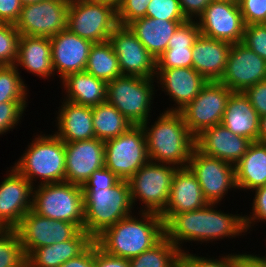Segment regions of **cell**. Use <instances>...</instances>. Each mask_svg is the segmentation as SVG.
Masks as SVG:
<instances>
[{"label":"cell","instance_id":"1","mask_svg":"<svg viewBox=\"0 0 266 267\" xmlns=\"http://www.w3.org/2000/svg\"><path fill=\"white\" fill-rule=\"evenodd\" d=\"M216 205L208 203L201 209L173 215L164 224L165 237L183 253L186 251V247L182 248L185 242L202 244L245 236L244 216L224 213Z\"/></svg>","mask_w":266,"mask_h":267},{"label":"cell","instance_id":"2","mask_svg":"<svg viewBox=\"0 0 266 267\" xmlns=\"http://www.w3.org/2000/svg\"><path fill=\"white\" fill-rule=\"evenodd\" d=\"M106 228L94 241L105 253L131 259L152 248L164 236V221L155 213L139 212ZM139 217V218H138Z\"/></svg>","mask_w":266,"mask_h":267},{"label":"cell","instance_id":"3","mask_svg":"<svg viewBox=\"0 0 266 267\" xmlns=\"http://www.w3.org/2000/svg\"><path fill=\"white\" fill-rule=\"evenodd\" d=\"M151 125L149 120L144 129L149 160L171 164L178 168L187 167L195 148V136L189 131L180 112L163 111Z\"/></svg>","mask_w":266,"mask_h":267},{"label":"cell","instance_id":"4","mask_svg":"<svg viewBox=\"0 0 266 267\" xmlns=\"http://www.w3.org/2000/svg\"><path fill=\"white\" fill-rule=\"evenodd\" d=\"M84 197L83 230L93 239L106 228L132 214L133 207L128 180L114 186H82Z\"/></svg>","mask_w":266,"mask_h":267},{"label":"cell","instance_id":"5","mask_svg":"<svg viewBox=\"0 0 266 267\" xmlns=\"http://www.w3.org/2000/svg\"><path fill=\"white\" fill-rule=\"evenodd\" d=\"M52 134L34 135L35 138L28 143L21 157L13 163V167L27 178L33 187L38 179V186L65 182V143Z\"/></svg>","mask_w":266,"mask_h":267},{"label":"cell","instance_id":"6","mask_svg":"<svg viewBox=\"0 0 266 267\" xmlns=\"http://www.w3.org/2000/svg\"><path fill=\"white\" fill-rule=\"evenodd\" d=\"M32 210L40 216L74 223L83 230V188L69 182L36 185L33 187Z\"/></svg>","mask_w":266,"mask_h":267},{"label":"cell","instance_id":"7","mask_svg":"<svg viewBox=\"0 0 266 267\" xmlns=\"http://www.w3.org/2000/svg\"><path fill=\"white\" fill-rule=\"evenodd\" d=\"M155 78L121 75L107 83V99L132 125L151 120ZM155 85V86H154Z\"/></svg>","mask_w":266,"mask_h":267},{"label":"cell","instance_id":"8","mask_svg":"<svg viewBox=\"0 0 266 267\" xmlns=\"http://www.w3.org/2000/svg\"><path fill=\"white\" fill-rule=\"evenodd\" d=\"M178 167L149 161L128 180L133 207L143 204L138 212L161 215L167 206L174 174ZM145 205V206H144Z\"/></svg>","mask_w":266,"mask_h":267},{"label":"cell","instance_id":"9","mask_svg":"<svg viewBox=\"0 0 266 267\" xmlns=\"http://www.w3.org/2000/svg\"><path fill=\"white\" fill-rule=\"evenodd\" d=\"M117 26V10L112 5L70 0L68 29L81 38L92 43L105 42Z\"/></svg>","mask_w":266,"mask_h":267},{"label":"cell","instance_id":"10","mask_svg":"<svg viewBox=\"0 0 266 267\" xmlns=\"http://www.w3.org/2000/svg\"><path fill=\"white\" fill-rule=\"evenodd\" d=\"M105 167L121 180H129L149 160L147 142L141 125H133L124 134L104 141Z\"/></svg>","mask_w":266,"mask_h":267},{"label":"cell","instance_id":"11","mask_svg":"<svg viewBox=\"0 0 266 267\" xmlns=\"http://www.w3.org/2000/svg\"><path fill=\"white\" fill-rule=\"evenodd\" d=\"M187 167L197 178L208 203L220 205L230 190H237L235 166L194 148Z\"/></svg>","mask_w":266,"mask_h":267},{"label":"cell","instance_id":"12","mask_svg":"<svg viewBox=\"0 0 266 267\" xmlns=\"http://www.w3.org/2000/svg\"><path fill=\"white\" fill-rule=\"evenodd\" d=\"M70 0H42L22 6L15 26L20 35L52 37L68 29Z\"/></svg>","mask_w":266,"mask_h":267},{"label":"cell","instance_id":"13","mask_svg":"<svg viewBox=\"0 0 266 267\" xmlns=\"http://www.w3.org/2000/svg\"><path fill=\"white\" fill-rule=\"evenodd\" d=\"M232 91L218 81H209L198 96L179 111L196 137L204 129L220 124Z\"/></svg>","mask_w":266,"mask_h":267},{"label":"cell","instance_id":"14","mask_svg":"<svg viewBox=\"0 0 266 267\" xmlns=\"http://www.w3.org/2000/svg\"><path fill=\"white\" fill-rule=\"evenodd\" d=\"M15 229L25 256L37 248L68 241L81 230L74 223L40 216L32 209Z\"/></svg>","mask_w":266,"mask_h":267},{"label":"cell","instance_id":"15","mask_svg":"<svg viewBox=\"0 0 266 267\" xmlns=\"http://www.w3.org/2000/svg\"><path fill=\"white\" fill-rule=\"evenodd\" d=\"M197 19L200 34L204 36L231 44L243 40L246 25L235 1L212 0Z\"/></svg>","mask_w":266,"mask_h":267},{"label":"cell","instance_id":"16","mask_svg":"<svg viewBox=\"0 0 266 267\" xmlns=\"http://www.w3.org/2000/svg\"><path fill=\"white\" fill-rule=\"evenodd\" d=\"M122 75L156 77V59L127 26L118 25L109 37Z\"/></svg>","mask_w":266,"mask_h":267},{"label":"cell","instance_id":"17","mask_svg":"<svg viewBox=\"0 0 266 267\" xmlns=\"http://www.w3.org/2000/svg\"><path fill=\"white\" fill-rule=\"evenodd\" d=\"M263 80H266V60L242 42L232 44L224 73L218 82L232 92H244Z\"/></svg>","mask_w":266,"mask_h":267},{"label":"cell","instance_id":"18","mask_svg":"<svg viewBox=\"0 0 266 267\" xmlns=\"http://www.w3.org/2000/svg\"><path fill=\"white\" fill-rule=\"evenodd\" d=\"M0 183V228L15 229L32 209L33 185L14 167Z\"/></svg>","mask_w":266,"mask_h":267},{"label":"cell","instance_id":"19","mask_svg":"<svg viewBox=\"0 0 266 267\" xmlns=\"http://www.w3.org/2000/svg\"><path fill=\"white\" fill-rule=\"evenodd\" d=\"M65 182L83 186L91 174L105 166V143L90 140L65 143Z\"/></svg>","mask_w":266,"mask_h":267},{"label":"cell","instance_id":"20","mask_svg":"<svg viewBox=\"0 0 266 267\" xmlns=\"http://www.w3.org/2000/svg\"><path fill=\"white\" fill-rule=\"evenodd\" d=\"M155 80L160 90L173 101L171 108L164 111H181L194 100L208 81L193 67L156 69Z\"/></svg>","mask_w":266,"mask_h":267},{"label":"cell","instance_id":"21","mask_svg":"<svg viewBox=\"0 0 266 267\" xmlns=\"http://www.w3.org/2000/svg\"><path fill=\"white\" fill-rule=\"evenodd\" d=\"M50 40L54 73L59 75L60 80L71 73L85 70L93 45L91 41L81 38L69 29L50 37Z\"/></svg>","mask_w":266,"mask_h":267},{"label":"cell","instance_id":"22","mask_svg":"<svg viewBox=\"0 0 266 267\" xmlns=\"http://www.w3.org/2000/svg\"><path fill=\"white\" fill-rule=\"evenodd\" d=\"M195 147L205 155L236 165L253 142L233 134L222 123L204 129L195 137Z\"/></svg>","mask_w":266,"mask_h":267},{"label":"cell","instance_id":"23","mask_svg":"<svg viewBox=\"0 0 266 267\" xmlns=\"http://www.w3.org/2000/svg\"><path fill=\"white\" fill-rule=\"evenodd\" d=\"M207 204L192 171L188 167L178 168L173 177L167 206L160 216L165 224L175 214L198 210Z\"/></svg>","mask_w":266,"mask_h":267},{"label":"cell","instance_id":"24","mask_svg":"<svg viewBox=\"0 0 266 267\" xmlns=\"http://www.w3.org/2000/svg\"><path fill=\"white\" fill-rule=\"evenodd\" d=\"M231 47V43L200 34L192 47V67L208 82L219 81Z\"/></svg>","mask_w":266,"mask_h":267},{"label":"cell","instance_id":"25","mask_svg":"<svg viewBox=\"0 0 266 267\" xmlns=\"http://www.w3.org/2000/svg\"><path fill=\"white\" fill-rule=\"evenodd\" d=\"M56 113L54 134L64 143L95 138L92 107L63 100Z\"/></svg>","mask_w":266,"mask_h":267},{"label":"cell","instance_id":"26","mask_svg":"<svg viewBox=\"0 0 266 267\" xmlns=\"http://www.w3.org/2000/svg\"><path fill=\"white\" fill-rule=\"evenodd\" d=\"M94 239L80 230L72 239L32 250L26 256V267H59L66 261L79 256Z\"/></svg>","mask_w":266,"mask_h":267},{"label":"cell","instance_id":"27","mask_svg":"<svg viewBox=\"0 0 266 267\" xmlns=\"http://www.w3.org/2000/svg\"><path fill=\"white\" fill-rule=\"evenodd\" d=\"M39 78H54L50 37L21 35L15 66Z\"/></svg>","mask_w":266,"mask_h":267},{"label":"cell","instance_id":"28","mask_svg":"<svg viewBox=\"0 0 266 267\" xmlns=\"http://www.w3.org/2000/svg\"><path fill=\"white\" fill-rule=\"evenodd\" d=\"M200 35L198 23H181L168 41V47L156 60V69L192 67V47Z\"/></svg>","mask_w":266,"mask_h":267},{"label":"cell","instance_id":"29","mask_svg":"<svg viewBox=\"0 0 266 267\" xmlns=\"http://www.w3.org/2000/svg\"><path fill=\"white\" fill-rule=\"evenodd\" d=\"M185 21L144 17L130 22L127 27L157 60L167 49L168 41L178 26Z\"/></svg>","mask_w":266,"mask_h":267},{"label":"cell","instance_id":"30","mask_svg":"<svg viewBox=\"0 0 266 267\" xmlns=\"http://www.w3.org/2000/svg\"><path fill=\"white\" fill-rule=\"evenodd\" d=\"M259 117L244 92H232L221 123L233 134L257 141Z\"/></svg>","mask_w":266,"mask_h":267},{"label":"cell","instance_id":"31","mask_svg":"<svg viewBox=\"0 0 266 267\" xmlns=\"http://www.w3.org/2000/svg\"><path fill=\"white\" fill-rule=\"evenodd\" d=\"M64 90L63 100L84 106H97L107 99V82L87 71L71 73L60 81Z\"/></svg>","mask_w":266,"mask_h":267},{"label":"cell","instance_id":"32","mask_svg":"<svg viewBox=\"0 0 266 267\" xmlns=\"http://www.w3.org/2000/svg\"><path fill=\"white\" fill-rule=\"evenodd\" d=\"M236 186L240 191H252L266 185V143L253 141L235 165Z\"/></svg>","mask_w":266,"mask_h":267},{"label":"cell","instance_id":"33","mask_svg":"<svg viewBox=\"0 0 266 267\" xmlns=\"http://www.w3.org/2000/svg\"><path fill=\"white\" fill-rule=\"evenodd\" d=\"M95 138L106 141L124 134L133 125L107 101L92 107Z\"/></svg>","mask_w":266,"mask_h":267},{"label":"cell","instance_id":"34","mask_svg":"<svg viewBox=\"0 0 266 267\" xmlns=\"http://www.w3.org/2000/svg\"><path fill=\"white\" fill-rule=\"evenodd\" d=\"M85 71L107 83L122 75L118 58L109 40L93 43Z\"/></svg>","mask_w":266,"mask_h":267},{"label":"cell","instance_id":"35","mask_svg":"<svg viewBox=\"0 0 266 267\" xmlns=\"http://www.w3.org/2000/svg\"><path fill=\"white\" fill-rule=\"evenodd\" d=\"M130 267H180L182 252L165 236L152 248L129 259Z\"/></svg>","mask_w":266,"mask_h":267},{"label":"cell","instance_id":"36","mask_svg":"<svg viewBox=\"0 0 266 267\" xmlns=\"http://www.w3.org/2000/svg\"><path fill=\"white\" fill-rule=\"evenodd\" d=\"M15 65L0 66V103L27 102L28 88Z\"/></svg>","mask_w":266,"mask_h":267},{"label":"cell","instance_id":"37","mask_svg":"<svg viewBox=\"0 0 266 267\" xmlns=\"http://www.w3.org/2000/svg\"><path fill=\"white\" fill-rule=\"evenodd\" d=\"M0 267H26V256L16 229L0 228Z\"/></svg>","mask_w":266,"mask_h":267},{"label":"cell","instance_id":"38","mask_svg":"<svg viewBox=\"0 0 266 267\" xmlns=\"http://www.w3.org/2000/svg\"><path fill=\"white\" fill-rule=\"evenodd\" d=\"M20 37L15 24L0 23V66L15 65Z\"/></svg>","mask_w":266,"mask_h":267},{"label":"cell","instance_id":"39","mask_svg":"<svg viewBox=\"0 0 266 267\" xmlns=\"http://www.w3.org/2000/svg\"><path fill=\"white\" fill-rule=\"evenodd\" d=\"M146 17L162 20H188L179 0H151L148 4Z\"/></svg>","mask_w":266,"mask_h":267},{"label":"cell","instance_id":"40","mask_svg":"<svg viewBox=\"0 0 266 267\" xmlns=\"http://www.w3.org/2000/svg\"><path fill=\"white\" fill-rule=\"evenodd\" d=\"M28 102L0 103V135L10 131L21 123ZM18 124V125H17ZM12 129V130H11Z\"/></svg>","mask_w":266,"mask_h":267},{"label":"cell","instance_id":"41","mask_svg":"<svg viewBox=\"0 0 266 267\" xmlns=\"http://www.w3.org/2000/svg\"><path fill=\"white\" fill-rule=\"evenodd\" d=\"M203 256H198V254H192L189 251L182 253V265L184 267H236L235 264V254H223L219 258L215 257L208 258ZM221 257V258H220Z\"/></svg>","mask_w":266,"mask_h":267},{"label":"cell","instance_id":"42","mask_svg":"<svg viewBox=\"0 0 266 267\" xmlns=\"http://www.w3.org/2000/svg\"><path fill=\"white\" fill-rule=\"evenodd\" d=\"M242 43L266 60V24L246 25Z\"/></svg>","mask_w":266,"mask_h":267},{"label":"cell","instance_id":"43","mask_svg":"<svg viewBox=\"0 0 266 267\" xmlns=\"http://www.w3.org/2000/svg\"><path fill=\"white\" fill-rule=\"evenodd\" d=\"M151 0H123L117 10V23L127 26L130 22L146 17L148 4Z\"/></svg>","mask_w":266,"mask_h":267},{"label":"cell","instance_id":"44","mask_svg":"<svg viewBox=\"0 0 266 267\" xmlns=\"http://www.w3.org/2000/svg\"><path fill=\"white\" fill-rule=\"evenodd\" d=\"M252 192H255L253 203L251 204L252 213L249 212V215L244 214L246 232H248V230L252 231V227L257 223L266 222V185L258 187L252 190Z\"/></svg>","mask_w":266,"mask_h":267},{"label":"cell","instance_id":"45","mask_svg":"<svg viewBox=\"0 0 266 267\" xmlns=\"http://www.w3.org/2000/svg\"><path fill=\"white\" fill-rule=\"evenodd\" d=\"M238 5L245 25L266 24V0H240Z\"/></svg>","mask_w":266,"mask_h":267},{"label":"cell","instance_id":"46","mask_svg":"<svg viewBox=\"0 0 266 267\" xmlns=\"http://www.w3.org/2000/svg\"><path fill=\"white\" fill-rule=\"evenodd\" d=\"M244 94L260 117L266 115V80L248 87Z\"/></svg>","mask_w":266,"mask_h":267},{"label":"cell","instance_id":"47","mask_svg":"<svg viewBox=\"0 0 266 267\" xmlns=\"http://www.w3.org/2000/svg\"><path fill=\"white\" fill-rule=\"evenodd\" d=\"M21 0H0V23L15 24L21 14Z\"/></svg>","mask_w":266,"mask_h":267},{"label":"cell","instance_id":"48","mask_svg":"<svg viewBox=\"0 0 266 267\" xmlns=\"http://www.w3.org/2000/svg\"><path fill=\"white\" fill-rule=\"evenodd\" d=\"M94 267H130L128 259L105 253L95 242Z\"/></svg>","mask_w":266,"mask_h":267},{"label":"cell","instance_id":"49","mask_svg":"<svg viewBox=\"0 0 266 267\" xmlns=\"http://www.w3.org/2000/svg\"><path fill=\"white\" fill-rule=\"evenodd\" d=\"M121 179L107 167L94 171L83 186H114Z\"/></svg>","mask_w":266,"mask_h":267},{"label":"cell","instance_id":"50","mask_svg":"<svg viewBox=\"0 0 266 267\" xmlns=\"http://www.w3.org/2000/svg\"><path fill=\"white\" fill-rule=\"evenodd\" d=\"M181 9L188 20H197L212 0H179Z\"/></svg>","mask_w":266,"mask_h":267},{"label":"cell","instance_id":"51","mask_svg":"<svg viewBox=\"0 0 266 267\" xmlns=\"http://www.w3.org/2000/svg\"><path fill=\"white\" fill-rule=\"evenodd\" d=\"M95 241L79 256L72 258L59 267H94Z\"/></svg>","mask_w":266,"mask_h":267},{"label":"cell","instance_id":"52","mask_svg":"<svg viewBox=\"0 0 266 267\" xmlns=\"http://www.w3.org/2000/svg\"><path fill=\"white\" fill-rule=\"evenodd\" d=\"M236 267H266V261L258 254L235 252Z\"/></svg>","mask_w":266,"mask_h":267},{"label":"cell","instance_id":"53","mask_svg":"<svg viewBox=\"0 0 266 267\" xmlns=\"http://www.w3.org/2000/svg\"><path fill=\"white\" fill-rule=\"evenodd\" d=\"M257 141L266 143V115L259 117Z\"/></svg>","mask_w":266,"mask_h":267},{"label":"cell","instance_id":"54","mask_svg":"<svg viewBox=\"0 0 266 267\" xmlns=\"http://www.w3.org/2000/svg\"><path fill=\"white\" fill-rule=\"evenodd\" d=\"M90 1L107 3L112 5L115 9H117L123 2V0H90Z\"/></svg>","mask_w":266,"mask_h":267},{"label":"cell","instance_id":"55","mask_svg":"<svg viewBox=\"0 0 266 267\" xmlns=\"http://www.w3.org/2000/svg\"><path fill=\"white\" fill-rule=\"evenodd\" d=\"M42 0H21L22 5L38 2Z\"/></svg>","mask_w":266,"mask_h":267},{"label":"cell","instance_id":"56","mask_svg":"<svg viewBox=\"0 0 266 267\" xmlns=\"http://www.w3.org/2000/svg\"><path fill=\"white\" fill-rule=\"evenodd\" d=\"M214 1H235V0H214Z\"/></svg>","mask_w":266,"mask_h":267},{"label":"cell","instance_id":"57","mask_svg":"<svg viewBox=\"0 0 266 267\" xmlns=\"http://www.w3.org/2000/svg\"><path fill=\"white\" fill-rule=\"evenodd\" d=\"M261 257L266 261V254H265V256H262V255H261Z\"/></svg>","mask_w":266,"mask_h":267}]
</instances>
